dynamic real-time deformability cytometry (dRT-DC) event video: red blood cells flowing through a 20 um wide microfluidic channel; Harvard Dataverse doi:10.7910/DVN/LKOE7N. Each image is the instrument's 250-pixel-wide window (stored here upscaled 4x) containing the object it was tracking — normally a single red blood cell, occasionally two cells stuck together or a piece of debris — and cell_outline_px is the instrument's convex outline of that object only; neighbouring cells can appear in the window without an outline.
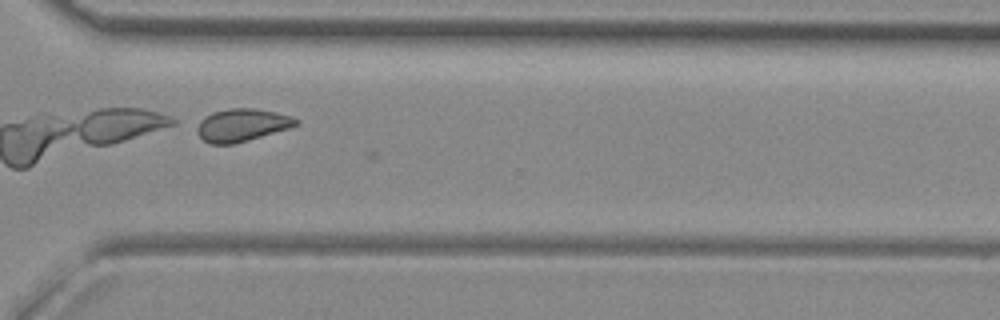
{"species": "common noctule bat (a hibernating species)", "species_latin": "Nyctalus noctula", "temperature_condition": "room temperature", "stored_images_in_passage": 43, "camera_frame_rate_fps": 3000, "um_per_image_px": 0.085, "animal": {"sex": "female", "body_mass_g": 29.2, "forearm_length_mm": 56.3}, "frame": {"image": 1, "passage_image": 35, "time_ms": 11.333, "image_size_px": [1000, 320], "cell_outline_px": [[300, 124], [288, 128], [248, 140], [232, 144], [208, 144], [196, 132], [196, 128], [200, 120], [204, 116], [212, 112], [228, 108], [252, 108], [276, 112], [292, 116], [300, 120]], "centroid_in_image_um": [20.55, 10.62], "position_along_channel_um": 350.1, "area_um2": 18.9}}